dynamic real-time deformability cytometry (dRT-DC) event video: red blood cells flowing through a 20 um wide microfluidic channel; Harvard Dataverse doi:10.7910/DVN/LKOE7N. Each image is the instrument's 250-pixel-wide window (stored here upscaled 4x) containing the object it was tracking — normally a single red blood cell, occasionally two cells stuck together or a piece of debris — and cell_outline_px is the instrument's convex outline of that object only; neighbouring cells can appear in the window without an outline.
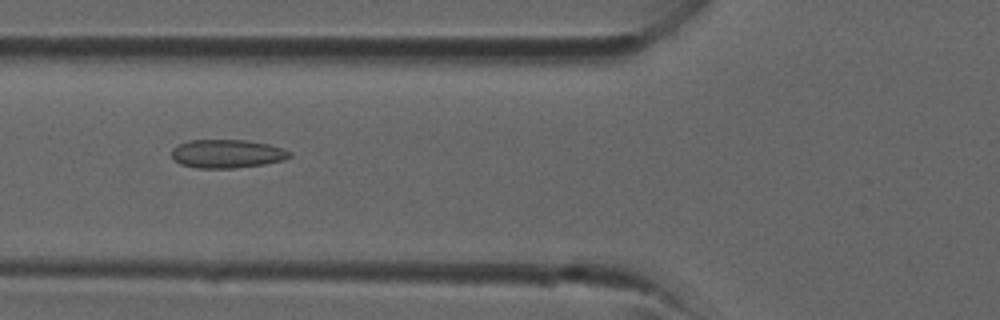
{"species": "common noctule bat (a hibernating species)", "species_latin": "Nyctalus noctula", "temperature_condition": "room temperature", "stored_images_in_passage": 39, "camera_frame_rate_fps": 3000, "um_per_image_px": 0.085, "animal": {"sex": "male", "forearm_length_mm": 52.5}, "frame": {"image": 1, "passage_image": 15, "time_ms": 4.667, "image_size_px": [1000, 320], "cell_outline_px": [[292, 156], [284, 160], [264, 164], [232, 168], [196, 168], [180, 164], [172, 160], [172, 148], [188, 140], [248, 140], [268, 144], [284, 148], [292, 152]], "centroid_in_image_um": [19.31, 13.07], "position_along_channel_um": 106.5, "area_um2": 19.77}}
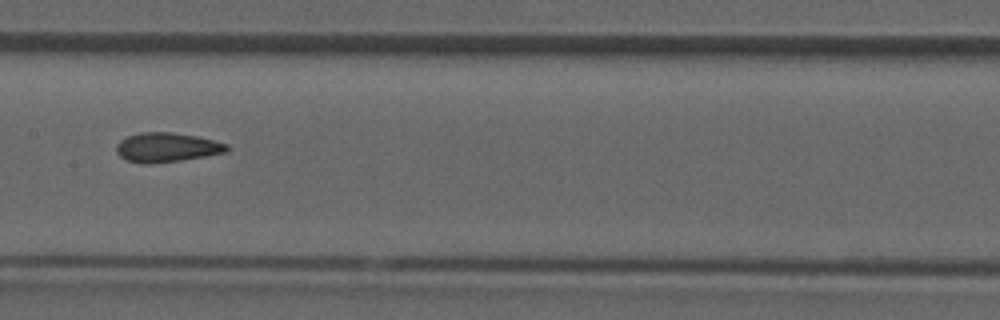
{"frame": {"image": 2, "passage_image": 20, "time_ms": 6.333, "image_size_px": [1000, 320], "cell_outline_px": [[232, 148], [228, 152], [180, 160], [148, 164], [140, 164], [128, 160], [120, 156], [116, 152], [116, 144], [120, 140], [128, 136], [140, 132], [172, 132], [196, 136], [228, 144]], "centroid_in_image_um": [14.18, 12.52], "position_along_channel_um": 193.2, "area_um2": 18.96}}
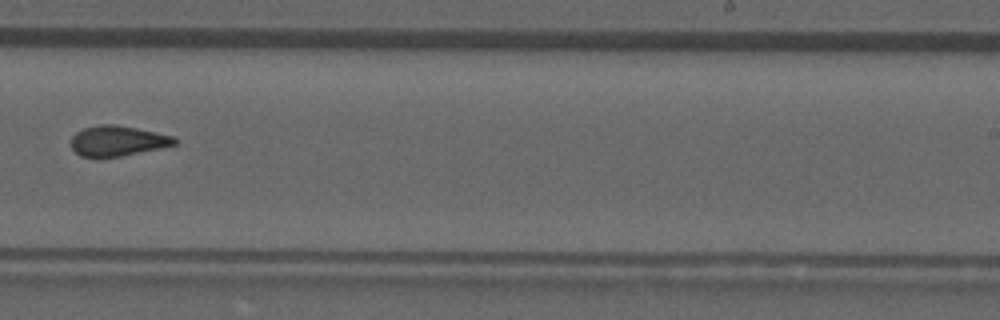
{"frame": {"image": 3, "passage_image": 25, "time_ms": 8.0, "image_size_px": [1000, 320], "cell_outline_px": [[176, 144], [160, 148], [120, 156], [80, 156], [72, 148], [72, 136], [76, 132], [84, 128], [100, 124], [116, 124], [156, 132], [172, 136], [176, 140]], "centroid_in_image_um": [9.98, 11.95], "position_along_channel_um": 279.0, "area_um2": 17.92}}